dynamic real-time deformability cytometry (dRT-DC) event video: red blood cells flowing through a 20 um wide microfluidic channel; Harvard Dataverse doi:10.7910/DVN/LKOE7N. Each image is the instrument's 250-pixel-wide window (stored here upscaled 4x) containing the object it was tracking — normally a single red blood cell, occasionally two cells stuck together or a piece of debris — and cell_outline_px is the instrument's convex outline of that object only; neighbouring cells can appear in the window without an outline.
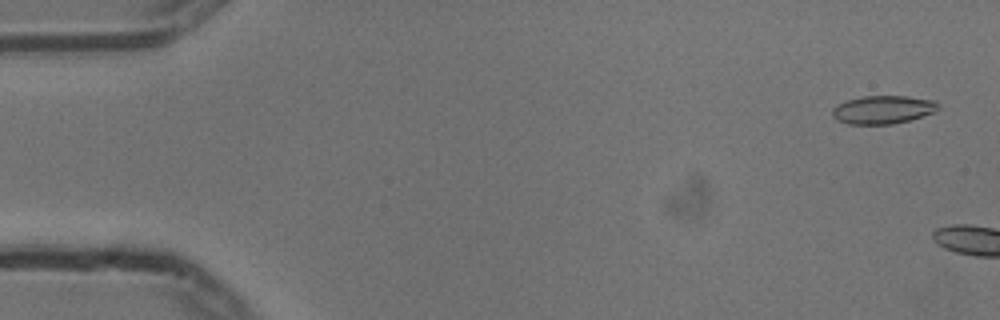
{"species": "common noctule bat (a hibernating species)", "species_latin": "Nyctalus noctula", "temperature_condition": "cold", "stored_images_in_passage": 6, "camera_frame_rate_fps": 3000, "um_per_image_px": 0.085, "animal": {"sex": "male", "body_mass_g": 13.3}, "frame": {"image": 1, "passage_image": 3, "time_ms": 0.667, "image_size_px": [1000, 320], "cell_outline_px": [[940, 108], [936, 112], [908, 120], [892, 124], [848, 124], [832, 116], [832, 108], [836, 104], [848, 100], [864, 96], [908, 96], [936, 100], [940, 104]], "centroid_in_image_um": [75.1, 9.31], "position_along_channel_um": 9.9, "area_um2": 17.51}}